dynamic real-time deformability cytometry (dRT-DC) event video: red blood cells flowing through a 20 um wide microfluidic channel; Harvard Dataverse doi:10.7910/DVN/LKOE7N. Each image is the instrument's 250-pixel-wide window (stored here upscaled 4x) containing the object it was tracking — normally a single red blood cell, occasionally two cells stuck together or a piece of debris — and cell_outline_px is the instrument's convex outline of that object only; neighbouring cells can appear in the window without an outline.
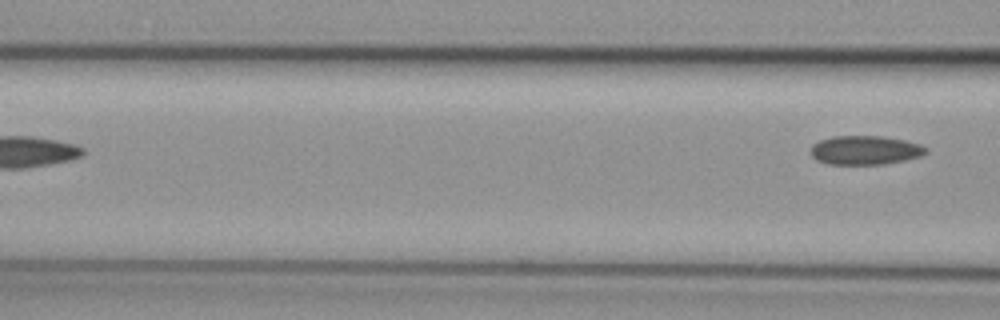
{"species": "common noctule bat (a hibernating species)", "species_latin": "Nyctalus noctula", "temperature_condition": "cold", "stored_images_in_passage": 6, "camera_frame_rate_fps": 3000, "um_per_image_px": 0.085, "animal": {"sex": "female", "body_mass_g": 29.2, "forearm_length_mm": 56.3}, "frame": {"image": 1, "passage_image": 6, "time_ms": 6.0, "image_size_px": [1000, 320], "cell_outline_px": [[928, 152], [920, 156], [904, 160], [884, 164], [828, 164], [816, 160], [808, 152], [812, 144], [820, 140], [832, 136], [884, 136], [904, 140], [920, 144], [928, 148]], "centroid_in_image_um": [73.5, 12.76], "position_along_channel_um": 93.1, "area_um2": 19.65}}